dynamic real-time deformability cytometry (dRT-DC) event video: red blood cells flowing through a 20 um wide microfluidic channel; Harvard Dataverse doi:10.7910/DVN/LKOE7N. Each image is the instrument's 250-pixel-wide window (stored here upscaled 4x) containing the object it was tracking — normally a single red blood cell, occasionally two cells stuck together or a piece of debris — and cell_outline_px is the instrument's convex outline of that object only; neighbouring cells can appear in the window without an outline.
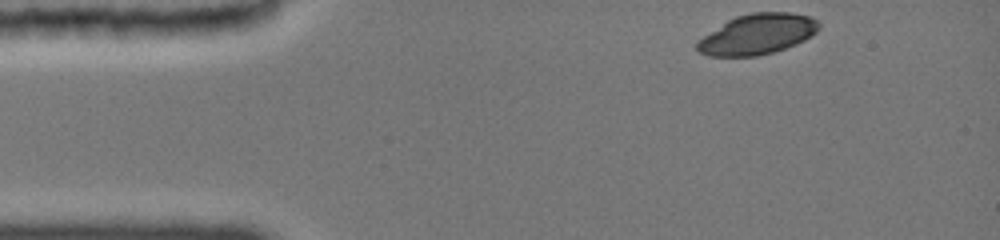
{"species": "common noctule bat (a hibernating species)", "species_latin": "Nyctalus noctula", "temperature_condition": "cold", "stored_images_in_passage": 40, "camera_frame_rate_fps": 3000, "um_per_image_px": 0.085, "animal": {"sex": "female", "body_mass_g": 19.0, "forearm_length_mm": 51.5}, "frame": {"image": 1, "passage_image": 1, "time_ms": 0.0, "image_size_px": [1000, 240], "cell_outline_px": [[820, 28], [816, 32], [804, 40], [796, 44], [772, 52], [756, 56], [708, 56], [700, 52], [696, 48], [696, 44], [704, 36], [728, 20], [736, 16], [752, 12], [788, 12], [812, 16], [820, 24]], "centroid_in_image_um": [64.41, 2.9], "position_along_channel_um": 20.6, "area_um2": 28.44}}